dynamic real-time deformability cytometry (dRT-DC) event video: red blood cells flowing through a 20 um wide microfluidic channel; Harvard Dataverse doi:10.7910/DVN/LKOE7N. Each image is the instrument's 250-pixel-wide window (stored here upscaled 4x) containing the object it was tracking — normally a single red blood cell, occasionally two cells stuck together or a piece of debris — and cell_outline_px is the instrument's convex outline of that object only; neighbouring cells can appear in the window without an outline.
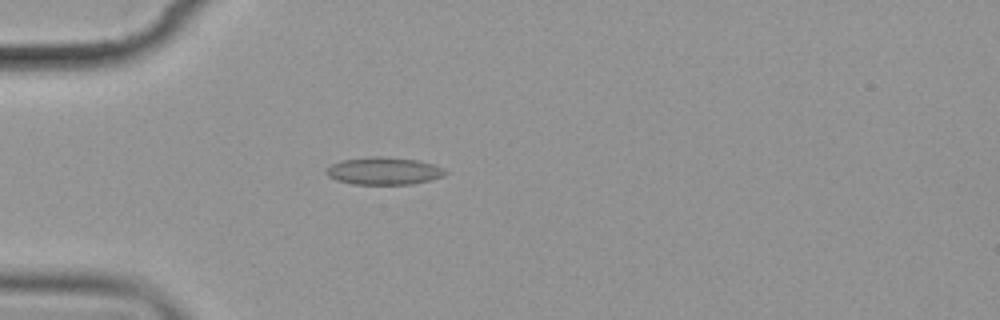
{"species": "common noctule bat (a hibernating species)", "species_latin": "Nyctalus noctula", "temperature_condition": "cold", "stored_images_in_passage": 4, "camera_frame_rate_fps": 3000, "um_per_image_px": 0.085, "animal": {"sex": "female", "body_mass_g": 19.9}, "frame": {"image": 1, "passage_image": 4, "time_ms": 4.333, "image_size_px": [1000, 320], "cell_outline_px": [[448, 172], [444, 176], [412, 184], [352, 184], [336, 180], [328, 176], [324, 172], [332, 164], [340, 160], [372, 156], [380, 156], [416, 160], [432, 164], [444, 168]], "centroid_in_image_um": [32.6, 14.53], "position_along_channel_um": 52.4, "area_um2": 19.02}}